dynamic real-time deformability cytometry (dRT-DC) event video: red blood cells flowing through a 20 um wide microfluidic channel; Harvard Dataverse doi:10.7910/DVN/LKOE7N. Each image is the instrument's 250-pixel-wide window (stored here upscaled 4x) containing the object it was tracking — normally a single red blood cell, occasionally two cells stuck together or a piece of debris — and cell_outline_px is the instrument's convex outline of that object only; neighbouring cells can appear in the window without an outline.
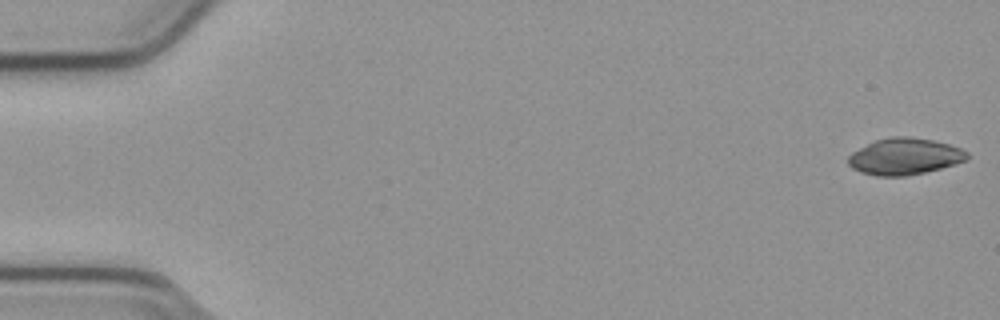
{"species": "common noctule bat (a hibernating species)", "species_latin": "Nyctalus noctula", "temperature_condition": "cold", "stored_images_in_passage": 54, "camera_frame_rate_fps": 3000, "um_per_image_px": 0.085, "animal": {"sex": "male", "body_mass_g": 23.1, "forearm_length_mm": 52.7}, "frame": {"image": 1, "passage_image": 1, "time_ms": 0.0, "image_size_px": [1000, 320], "cell_outline_px": [[968, 160], [956, 164], [908, 176], [876, 176], [860, 172], [852, 168], [848, 164], [848, 156], [852, 152], [876, 140], [892, 136], [908, 136], [932, 140], [948, 144], [960, 148], [968, 152]], "centroid_in_image_um": [76.9, 13.3], "position_along_channel_um": 8.1, "area_um2": 25.32}}
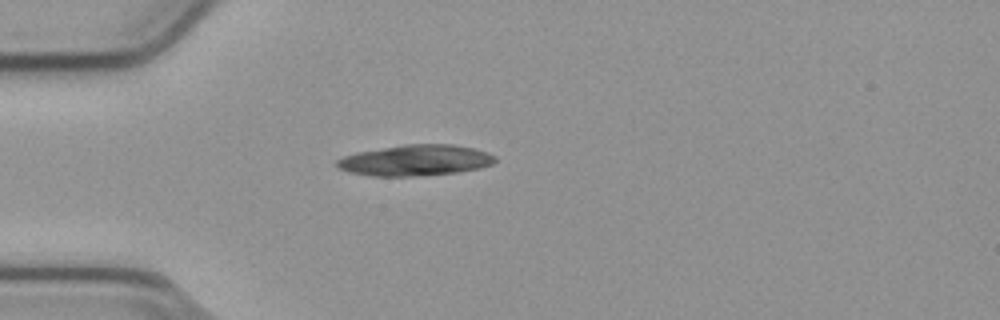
{"frame": {"image": 2, "passage_image": 15, "time_ms": 4.667, "image_size_px": [1000, 320], "cell_outline_px": [[496, 160], [492, 164], [480, 168], [456, 172], [408, 176], [372, 176], [348, 172], [340, 168], [336, 164], [336, 160], [344, 156], [356, 152], [404, 144], [452, 144], [472, 148], [488, 152], [496, 156]], "centroid_in_image_um": [35.3, 13.62], "position_along_channel_um": 49.7, "area_um2": 28.38}}